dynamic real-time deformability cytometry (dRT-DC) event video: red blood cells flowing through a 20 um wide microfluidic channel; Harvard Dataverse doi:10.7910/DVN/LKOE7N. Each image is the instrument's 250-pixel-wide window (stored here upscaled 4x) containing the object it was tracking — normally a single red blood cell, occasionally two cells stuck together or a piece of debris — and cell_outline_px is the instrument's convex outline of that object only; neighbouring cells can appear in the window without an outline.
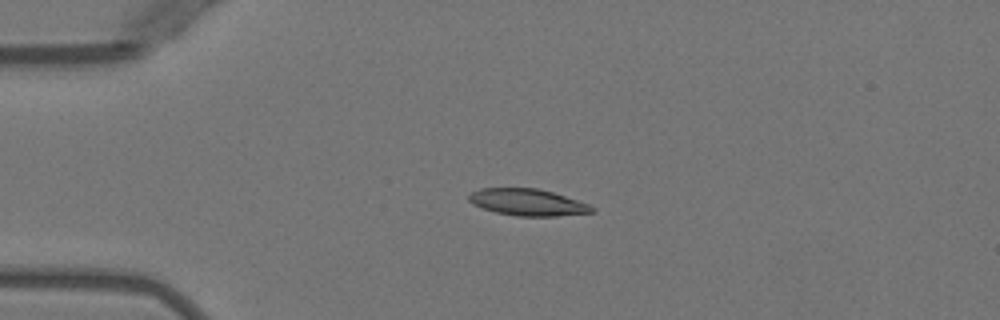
{"species": "Egyptian fruit bat (a non-hibernating species)", "species_latin": "Rousettus aegyptiacus", "temperature_condition": "warm", "stored_images_in_passage": 4, "camera_frame_rate_fps": 3000, "um_per_image_px": 0.085, "animal": {"sex": "female"}, "frame": {"image": 1, "passage_image": 3, "time_ms": 2.333, "image_size_px": [1000, 320], "cell_outline_px": [[596, 208], [592, 212], [556, 216], [516, 216], [496, 212], [472, 204], [468, 200], [468, 196], [472, 192], [480, 188], [536, 188], [552, 192], [588, 204]], "centroid_in_image_um": [44.82, 17.19], "position_along_channel_um": 40.2, "area_um2": 18.96}}